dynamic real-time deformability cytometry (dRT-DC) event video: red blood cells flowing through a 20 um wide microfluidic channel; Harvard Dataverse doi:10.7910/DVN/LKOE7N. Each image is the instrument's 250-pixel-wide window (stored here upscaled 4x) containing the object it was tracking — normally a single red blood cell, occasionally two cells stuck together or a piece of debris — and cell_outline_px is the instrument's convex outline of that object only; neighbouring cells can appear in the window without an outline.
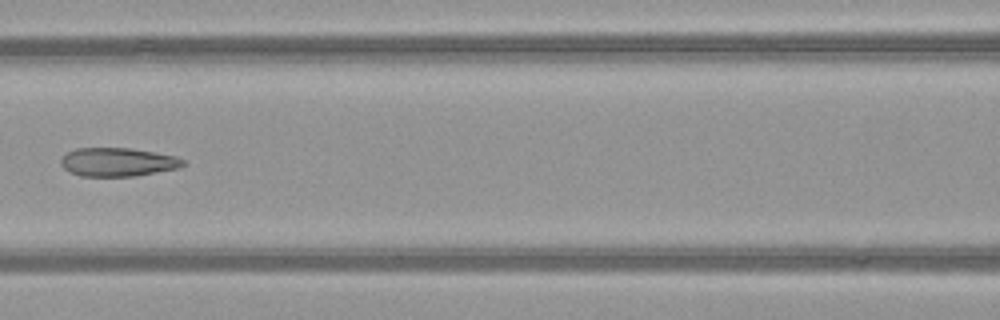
{"species": "common noctule bat (a hibernating species)", "species_latin": "Nyctalus noctula", "temperature_condition": "warm", "stored_images_in_passage": 5, "camera_frame_rate_fps": 3000, "um_per_image_px": 0.085, "animal": {"sex": "female", "body_mass_g": 21.9}, "frame": {"image": 1, "passage_image": 4, "time_ms": 1.0, "image_size_px": [1000, 320], "cell_outline_px": [[188, 164], [180, 168], [136, 176], [80, 176], [68, 172], [60, 164], [60, 160], [68, 152], [76, 148], [128, 148], [176, 156], [184, 160]], "centroid_in_image_um": [10.03, 13.78], "position_along_channel_um": 156.6, "area_um2": 20.46}}
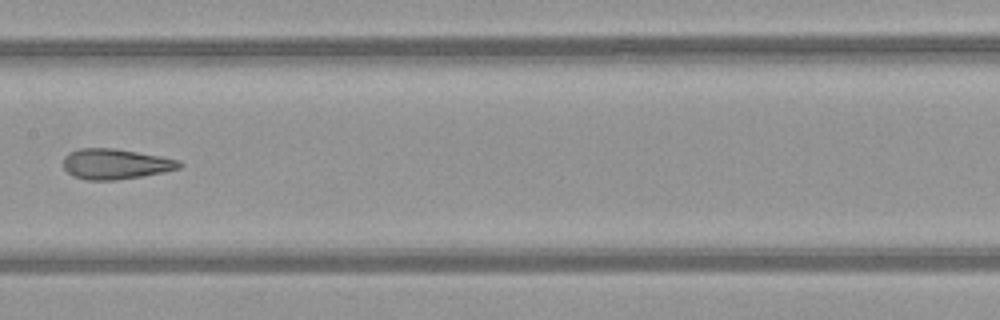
{"frame": {"image": 2, "passage_image": 5, "time_ms": 1.333, "image_size_px": [1000, 320], "cell_outline_px": [[184, 164], [180, 168], [164, 172], [144, 176], [116, 180], [88, 180], [72, 176], [64, 168], [64, 156], [68, 152], [80, 148], [116, 148], [160, 156], [180, 160]], "centroid_in_image_um": [9.83, 13.94], "position_along_channel_um": 197.6, "area_um2": 20.75}}